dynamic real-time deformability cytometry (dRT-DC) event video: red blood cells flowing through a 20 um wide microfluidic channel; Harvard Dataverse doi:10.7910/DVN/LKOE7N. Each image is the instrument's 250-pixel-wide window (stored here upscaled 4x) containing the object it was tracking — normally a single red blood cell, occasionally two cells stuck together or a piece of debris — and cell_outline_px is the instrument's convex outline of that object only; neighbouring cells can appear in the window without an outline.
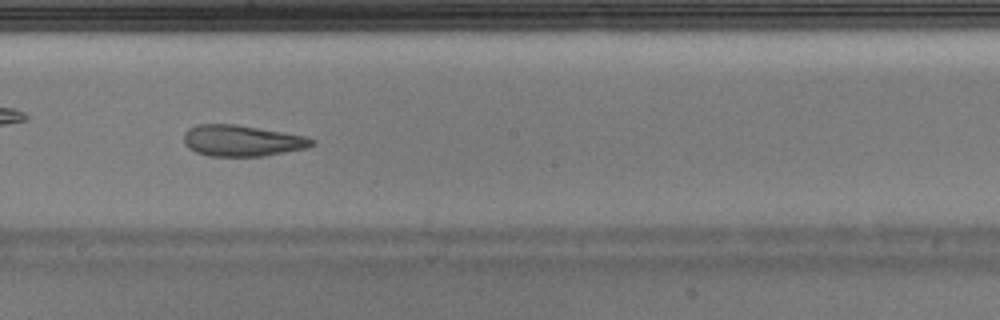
{"species": "Egyptian fruit bat (a non-hibernating species)", "species_latin": "Rousettus aegyptiacus", "temperature_condition": "warm", "stored_images_in_passage": 35, "camera_frame_rate_fps": 3000, "um_per_image_px": 0.085, "animal": {"sex": "male"}, "frame": {"image": 1, "passage_image": 16, "time_ms": 5.0, "image_size_px": [1000, 320], "cell_outline_px": [[316, 144], [308, 148], [264, 156], [208, 156], [196, 152], [188, 148], [184, 144], [184, 132], [188, 128], [196, 124], [236, 124], [304, 136], [316, 140]], "centroid_in_image_um": [20.56, 11.96], "position_along_channel_um": 227.6, "area_um2": 23.41}}